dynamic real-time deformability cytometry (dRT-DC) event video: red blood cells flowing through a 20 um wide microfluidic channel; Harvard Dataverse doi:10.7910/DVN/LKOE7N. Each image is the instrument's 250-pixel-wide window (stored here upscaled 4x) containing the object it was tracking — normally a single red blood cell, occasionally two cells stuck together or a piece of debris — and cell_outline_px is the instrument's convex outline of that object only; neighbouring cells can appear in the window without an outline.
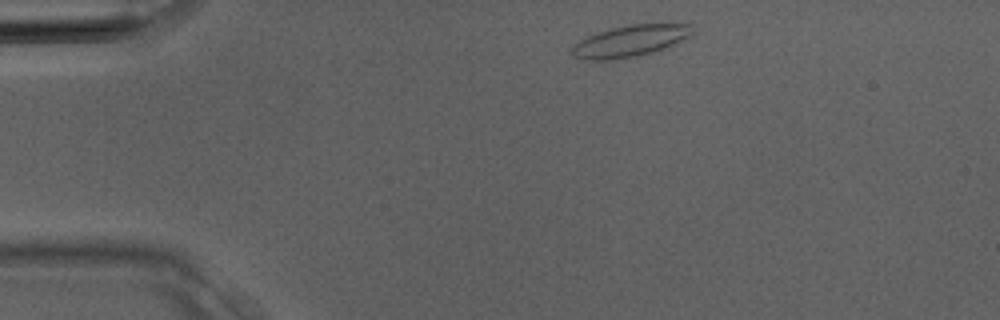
{"species": "Egyptian fruit bat (a non-hibernating species)", "species_latin": "Rousettus aegyptiacus", "temperature_condition": "room temperature", "stored_images_in_passage": 2, "camera_frame_rate_fps": 3000, "um_per_image_px": 0.085, "animal": {"sex": "male"}, "frame": {"image": 1, "passage_image": 1, "time_ms": 0.0, "image_size_px": [1000, 320], "cell_outline_px": [[692, 32], [688, 36], [660, 52], [640, 56], [612, 60], [580, 60], [572, 56], [572, 48], [580, 40], [588, 36], [612, 28], [628, 24], [692, 24]], "centroid_in_image_um": [53.56, 3.51], "position_along_channel_um": 31.4, "area_um2": 22.25}}